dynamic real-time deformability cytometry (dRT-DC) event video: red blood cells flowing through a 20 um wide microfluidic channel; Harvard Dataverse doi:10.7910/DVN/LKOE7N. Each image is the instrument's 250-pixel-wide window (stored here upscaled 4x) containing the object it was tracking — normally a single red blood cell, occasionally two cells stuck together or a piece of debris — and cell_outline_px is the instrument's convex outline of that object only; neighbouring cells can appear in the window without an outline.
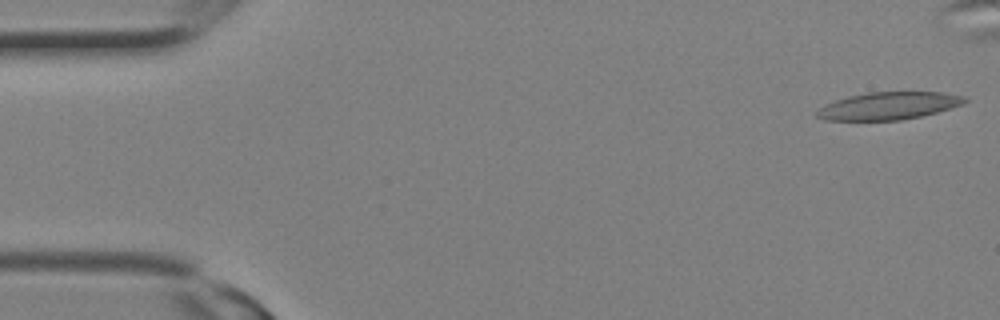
{"species": "Egyptian fruit bat (a non-hibernating species)", "species_latin": "Rousettus aegyptiacus", "temperature_condition": "room temperature", "stored_images_in_passage": 12, "camera_frame_rate_fps": 3000, "um_per_image_px": 0.085, "animal": {"sex": "female"}, "frame": {"image": 1, "passage_image": 1, "time_ms": 0.0, "image_size_px": [1000, 320], "cell_outline_px": [[968, 100], [964, 104], [936, 112], [920, 116], [900, 120], [824, 120], [816, 116], [816, 112], [824, 104], [848, 96], [868, 92], [940, 92], [964, 96]], "centroid_in_image_um": [75.52, 8.99], "position_along_channel_um": 9.5, "area_um2": 23.58}}
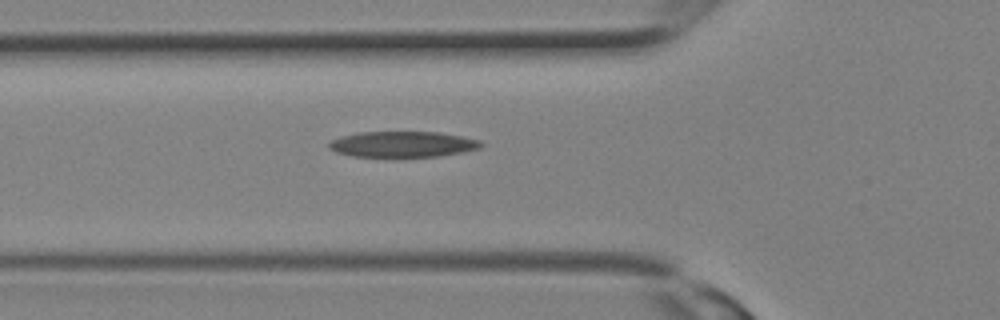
{"frame": {"image": 2, "passage_image": 10, "time_ms": 3.0, "image_size_px": [1000, 320], "cell_outline_px": [[484, 144], [480, 148], [464, 152], [440, 156], [352, 156], [336, 152], [328, 148], [328, 144], [332, 140], [340, 136], [356, 132], [440, 132], [480, 140]], "centroid_in_image_um": [34.22, 12.25], "position_along_channel_um": 91.6, "area_um2": 22.83}}
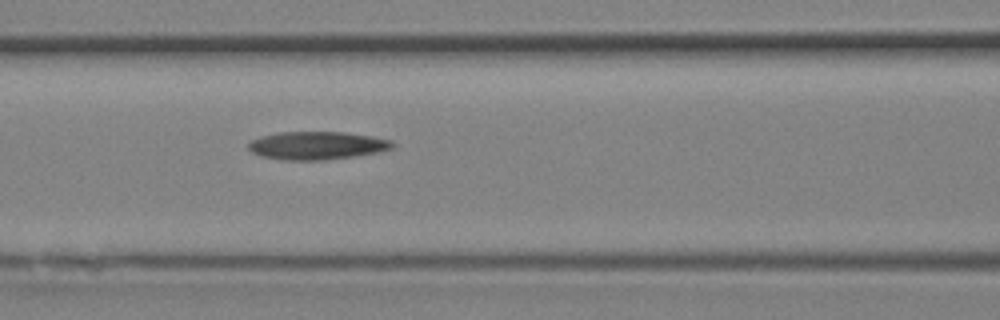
{"frame": {"image": 3, "passage_image": 12, "time_ms": 3.667, "image_size_px": [1000, 320], "cell_outline_px": [[396, 144], [392, 148], [376, 152], [352, 156], [320, 160], [288, 160], [264, 156], [252, 152], [248, 148], [248, 144], [252, 140], [260, 136], [280, 132], [344, 132], [372, 136], [392, 140]], "centroid_in_image_um": [26.95, 12.35], "position_along_channel_um": 139.6, "area_um2": 23.24}}